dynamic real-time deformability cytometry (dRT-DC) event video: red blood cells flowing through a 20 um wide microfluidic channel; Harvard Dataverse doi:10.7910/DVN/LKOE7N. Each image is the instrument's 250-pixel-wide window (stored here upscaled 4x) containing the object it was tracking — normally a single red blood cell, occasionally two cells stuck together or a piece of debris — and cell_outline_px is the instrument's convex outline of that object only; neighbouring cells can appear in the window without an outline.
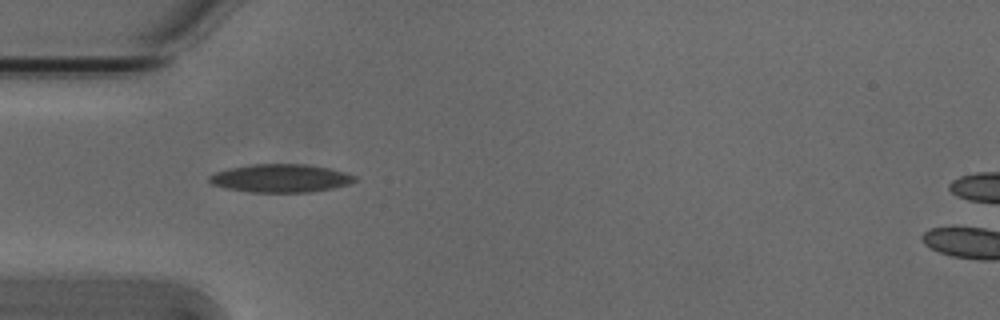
{"species": "Egyptian fruit bat (a non-hibernating species)", "species_latin": "Rousettus aegyptiacus", "temperature_condition": "cold", "stored_images_in_passage": 7, "camera_frame_rate_fps": 3000, "um_per_image_px": 0.085, "animal": {"sex": "male"}, "frame": {"image": 1, "passage_image": 3, "time_ms": 0.667, "image_size_px": [1000, 320], "cell_outline_px": [[356, 180], [348, 184], [332, 188], [312, 192], [248, 192], [228, 188], [212, 184], [208, 180], [208, 176], [216, 172], [228, 168], [252, 164], [308, 164], [332, 168], [356, 176]], "centroid_in_image_um": [23.86, 15.14], "position_along_channel_um": 61.1, "area_um2": 23.93}}
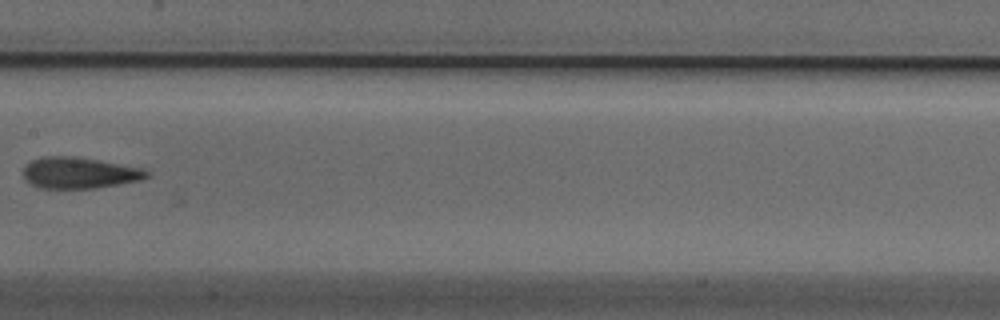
{"frame": {"image": 2, "passage_image": 6, "time_ms": 1.667, "image_size_px": [1000, 320], "cell_outline_px": [[152, 172], [148, 176], [140, 180], [96, 188], [40, 188], [24, 180], [24, 164], [40, 156], [72, 156], [96, 160], [140, 168]], "centroid_in_image_um": [6.69, 14.69], "position_along_channel_um": 200.7, "area_um2": 22.31}}
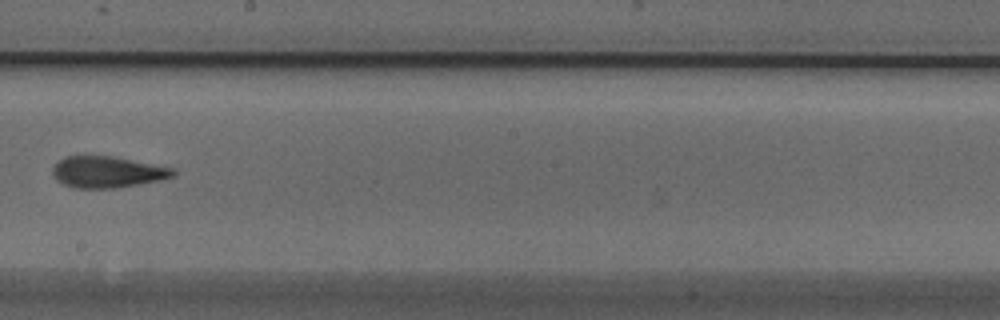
{"frame": {"image": 3, "passage_image": 7, "time_ms": 2.0, "image_size_px": [1000, 320], "cell_outline_px": [[176, 176], [160, 180], [116, 188], [72, 188], [56, 180], [52, 172], [52, 168], [64, 156], [112, 156], [176, 168]], "centroid_in_image_um": [9.15, 14.62], "position_along_channel_um": 239.0, "area_um2": 22.14}}